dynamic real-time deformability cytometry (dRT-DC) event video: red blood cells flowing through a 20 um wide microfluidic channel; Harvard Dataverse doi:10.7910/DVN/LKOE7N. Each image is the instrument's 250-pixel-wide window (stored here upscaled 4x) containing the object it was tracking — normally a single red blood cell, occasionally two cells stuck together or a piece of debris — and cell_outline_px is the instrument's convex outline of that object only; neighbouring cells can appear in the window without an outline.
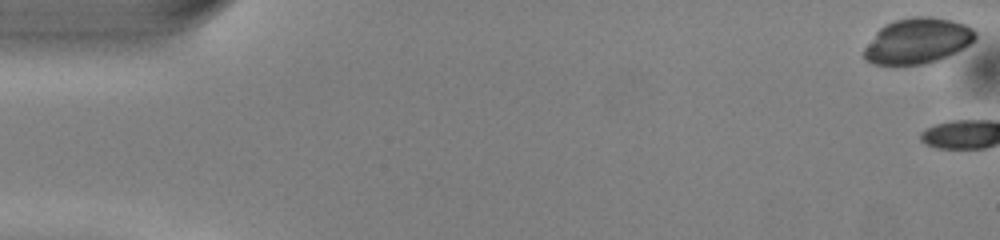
{"species": "common noctule bat (a hibernating species)", "species_latin": "Nyctalus noctula", "temperature_condition": "warm", "stored_images_in_passage": 3, "camera_frame_rate_fps": 3000, "um_per_image_px": 0.085, "animal": {"sex": "male", "body_mass_g": 13.0, "forearm_length_mm": 53.1}, "frame": {"image": 1, "passage_image": 1, "time_ms": 0.0, "image_size_px": [1000, 240], "cell_outline_px": [[976, 36], [968, 44], [956, 52], [940, 60], [924, 64], [872, 64], [864, 60], [864, 48], [876, 32], [880, 28], [896, 20], [912, 16], [932, 16], [952, 20], [964, 24], [972, 28], [976, 32]], "centroid_in_image_um": [77.98, 3.47], "position_along_channel_um": 7.0, "area_um2": 29.36}}